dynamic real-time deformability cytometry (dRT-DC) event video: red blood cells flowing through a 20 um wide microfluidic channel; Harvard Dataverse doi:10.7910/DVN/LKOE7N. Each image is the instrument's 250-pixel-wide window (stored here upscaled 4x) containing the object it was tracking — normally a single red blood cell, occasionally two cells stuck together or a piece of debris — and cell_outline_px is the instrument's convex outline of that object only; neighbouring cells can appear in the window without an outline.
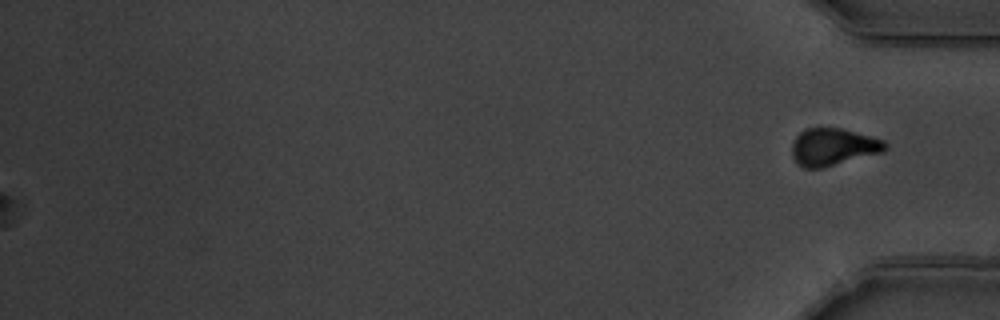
{"species": "common noctule bat (a hibernating species)", "species_latin": "Nyctalus noctula", "temperature_condition": "warm", "stored_images_in_passage": 60, "segment_of_instrument_passage": [2, 2], "camera_frame_rate_fps": 3000, "um_per_image_px": 0.085, "animal": {"sex": "male", "body_mass_g": 19.5, "forearm_length_mm": 54.6}, "frame": {"image": 1, "passage_image": 60, "time_ms": 19.667, "image_size_px": [1000, 320], "cell_outline_px": [[888, 148], [884, 152], [820, 168], [804, 168], [796, 164], [792, 156], [792, 144], [796, 136], [804, 128], [840, 128], [872, 136], [884, 140], [888, 144]], "centroid_in_image_um": [70.82, 12.49], "position_along_channel_um": 364.4, "area_um2": 20.4}}